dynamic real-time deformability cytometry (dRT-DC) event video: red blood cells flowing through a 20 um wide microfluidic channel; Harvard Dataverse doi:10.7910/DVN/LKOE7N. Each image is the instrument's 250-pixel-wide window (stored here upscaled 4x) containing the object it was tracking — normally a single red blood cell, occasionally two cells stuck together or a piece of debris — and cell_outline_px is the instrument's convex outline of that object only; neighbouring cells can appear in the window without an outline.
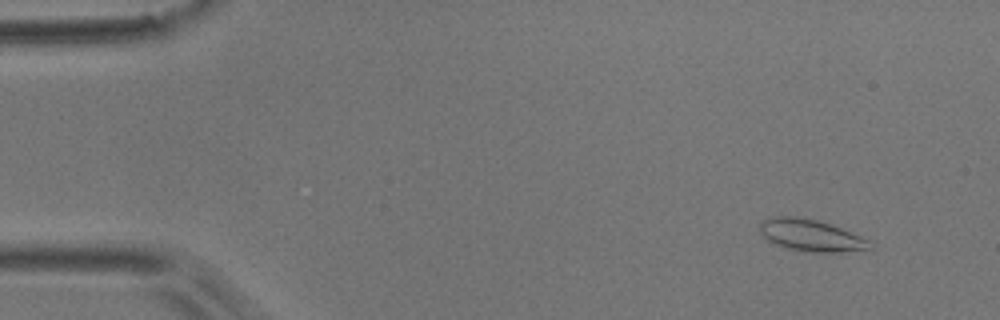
{"species": "common noctule bat (a hibernating species)", "species_latin": "Nyctalus noctula", "temperature_condition": "room temperature", "stored_images_in_passage": 5, "camera_frame_rate_fps": 3000, "um_per_image_px": 0.085, "animal": {"sex": "male", "body_mass_g": 17.9}, "frame": {"image": 1, "passage_image": 2, "time_ms": 1.0, "image_size_px": [1000, 320], "cell_outline_px": [[872, 248], [840, 252], [812, 252], [788, 248], [776, 244], [768, 240], [760, 232], [760, 220], [768, 216], [792, 216], [816, 220], [832, 224], [860, 236], [868, 240]], "centroid_in_image_um": [68.88, 19.98], "position_along_channel_um": 16.1, "area_um2": 20.23}}